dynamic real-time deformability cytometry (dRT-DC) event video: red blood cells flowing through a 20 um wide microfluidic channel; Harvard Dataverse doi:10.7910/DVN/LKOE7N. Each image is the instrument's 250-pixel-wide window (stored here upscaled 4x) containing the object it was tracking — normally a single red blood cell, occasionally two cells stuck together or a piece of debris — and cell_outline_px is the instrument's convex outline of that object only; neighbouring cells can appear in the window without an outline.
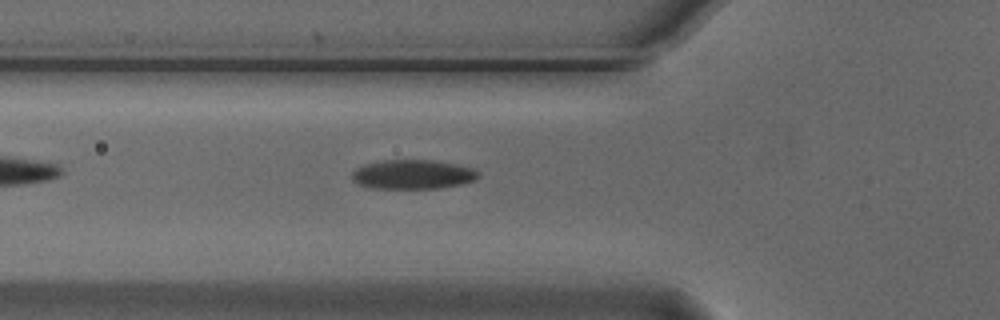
{"species": "Egyptian fruit bat (a non-hibernating species)", "species_latin": "Rousettus aegyptiacus", "temperature_condition": "cold", "stored_images_in_passage": 2, "camera_frame_rate_fps": 3000, "um_per_image_px": 0.085, "animal": {"sex": "male"}, "frame": {"image": 1, "passage_image": 2, "time_ms": 0.333, "image_size_px": [1000, 320], "cell_outline_px": [[480, 176], [472, 180], [460, 184], [440, 188], [368, 188], [356, 184], [352, 180], [352, 172], [356, 168], [364, 164], [380, 160], [432, 160], [456, 164], [472, 168], [480, 172]], "centroid_in_image_um": [35.03, 14.82], "position_along_channel_um": 90.8, "area_um2": 21.68}}